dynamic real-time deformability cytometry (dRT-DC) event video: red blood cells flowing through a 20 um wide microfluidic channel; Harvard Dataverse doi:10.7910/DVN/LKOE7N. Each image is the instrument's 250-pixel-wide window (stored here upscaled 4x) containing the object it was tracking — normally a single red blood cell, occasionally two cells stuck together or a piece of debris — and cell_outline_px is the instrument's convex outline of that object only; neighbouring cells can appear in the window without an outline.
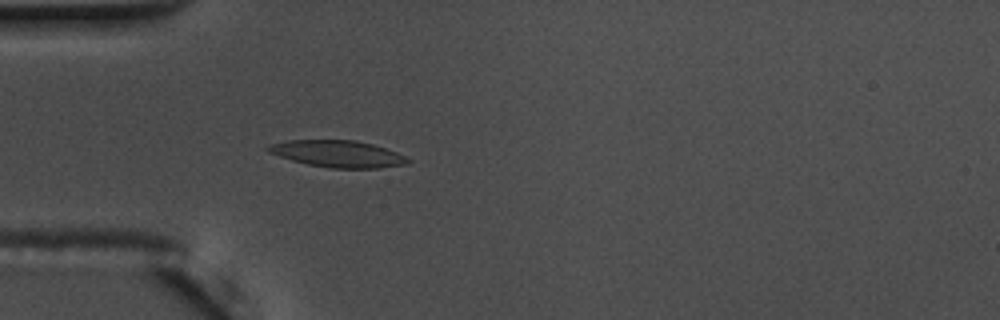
{"species": "common noctule bat (a hibernating species)", "species_latin": "Nyctalus noctula", "temperature_condition": "warm", "stored_images_in_passage": 40, "camera_frame_rate_fps": 3000, "um_per_image_px": 0.085, "animal": {"sex": "male", "body_mass_g": 17.5, "forearm_length_mm": 52.3}, "frame": {"image": 1, "passage_image": 1, "time_ms": 0.0, "image_size_px": [1000, 320], "cell_outline_px": [[412, 160], [408, 164], [380, 168], [332, 168], [308, 164], [292, 160], [268, 152], [264, 148], [268, 144], [288, 140], [356, 140], [372, 144], [396, 152]], "centroid_in_image_um": [28.7, 13.07], "position_along_channel_um": 56.3, "area_um2": 21.79}}
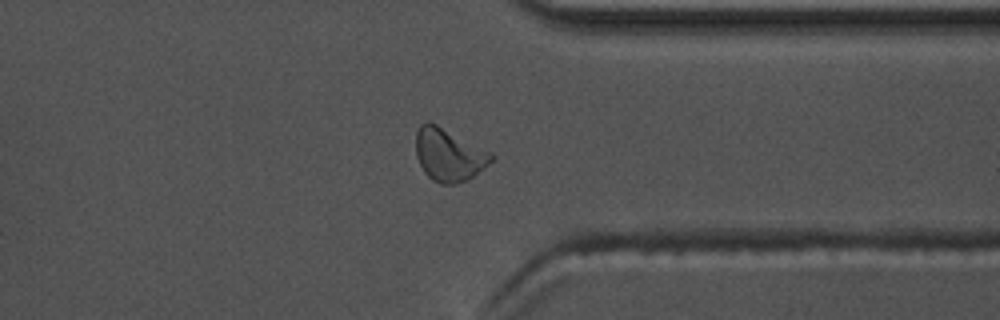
{"frame": {"image": 2, "passage_image": 28, "time_ms": 9.0, "image_size_px": [1000, 320], "cell_outline_px": [[496, 156], [492, 160], [468, 180], [456, 184], [440, 184], [432, 180], [424, 172], [416, 156], [416, 132], [420, 124], [428, 120], [492, 152]], "centroid_in_image_um": [38.14, 13.15], "position_along_channel_um": 373.3, "area_um2": 23.18}}
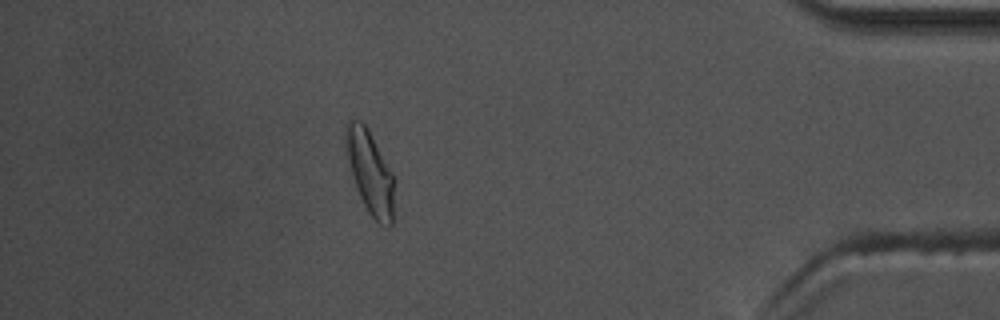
{"frame": {"image": 3, "passage_image": 34, "time_ms": 11.0, "image_size_px": [1000, 320], "cell_outline_px": [[396, 180], [392, 224], [388, 228], [380, 224], [368, 212], [360, 196], [344, 152], [344, 124], [348, 120], [360, 120], [368, 128], [392, 172]], "centroid_in_image_um": [31.45, 14.61], "position_along_channel_um": 403.7, "area_um2": 24.04}, "authors_computed_cell_mechanics": {"area_um2": 21.5883, "velocity_mm_per_s": 3.6157, "shape_relaxation_time_tau1_ms": 6.9075, "shape_relaxation_time_tau2_ms": 1.7934, "deformation_change_tau1": 0.1957, "deformation_change_tau2": 0.0813}}